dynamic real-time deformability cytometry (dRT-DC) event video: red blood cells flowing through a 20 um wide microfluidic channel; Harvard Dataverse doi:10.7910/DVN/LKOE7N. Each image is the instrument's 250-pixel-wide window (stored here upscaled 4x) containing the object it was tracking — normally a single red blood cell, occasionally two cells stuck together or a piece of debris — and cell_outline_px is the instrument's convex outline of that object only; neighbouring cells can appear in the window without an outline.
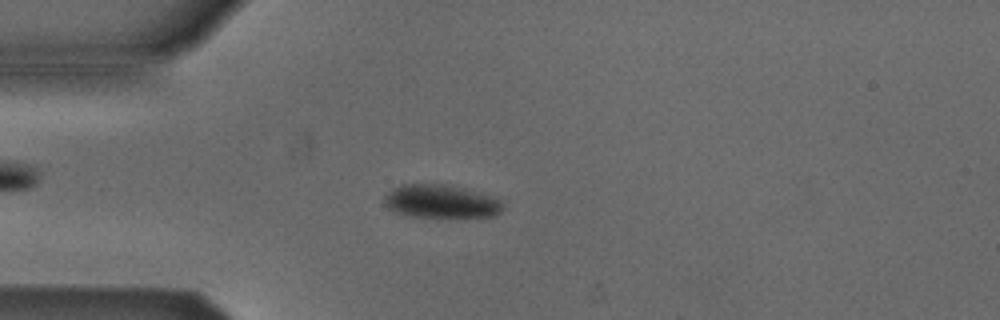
{"species": "Egyptian fruit bat (a non-hibernating species)", "species_latin": "Rousettus aegyptiacus", "temperature_condition": "cold", "stored_images_in_passage": 3, "camera_frame_rate_fps": 3000, "um_per_image_px": 0.085, "animal": {"sex": "male"}, "frame": {"image": 1, "passage_image": 3, "time_ms": 2.333, "image_size_px": [1000, 320], "cell_outline_px": [[504, 208], [496, 216], [404, 216], [388, 208], [384, 204], [384, 196], [392, 188], [400, 184], [440, 184], [464, 188], [480, 192], [500, 200], [504, 204]], "centroid_in_image_um": [37.45, 17.11], "position_along_channel_um": 47.5, "area_um2": 22.89}}